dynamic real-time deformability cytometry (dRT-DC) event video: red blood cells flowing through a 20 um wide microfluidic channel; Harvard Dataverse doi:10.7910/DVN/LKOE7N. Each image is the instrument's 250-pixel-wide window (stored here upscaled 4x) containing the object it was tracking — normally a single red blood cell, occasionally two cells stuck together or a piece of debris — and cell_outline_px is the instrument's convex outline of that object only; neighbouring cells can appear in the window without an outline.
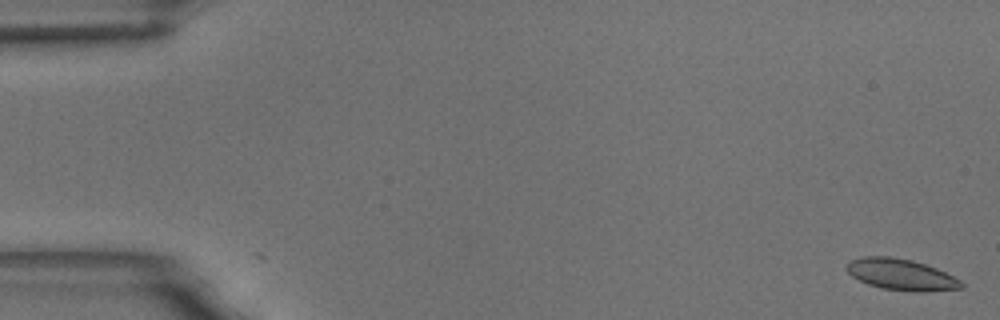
{"species": "common noctule bat (a hibernating species)", "species_latin": "Nyctalus noctula", "temperature_condition": "room temperature", "stored_images_in_passage": 2, "camera_frame_rate_fps": 3000, "um_per_image_px": 0.085, "animal": {"sex": "male", "body_mass_g": 18.8}, "frame": {"image": 1, "passage_image": 2, "time_ms": 0.333, "image_size_px": [1000, 320], "cell_outline_px": [[964, 288], [924, 292], [912, 292], [880, 288], [868, 284], [852, 276], [844, 268], [844, 264], [848, 260], [864, 256], [888, 256], [912, 260], [936, 268], [960, 280], [964, 284]], "centroid_in_image_um": [76.55, 23.34], "position_along_channel_um": 8.4, "area_um2": 21.1}}